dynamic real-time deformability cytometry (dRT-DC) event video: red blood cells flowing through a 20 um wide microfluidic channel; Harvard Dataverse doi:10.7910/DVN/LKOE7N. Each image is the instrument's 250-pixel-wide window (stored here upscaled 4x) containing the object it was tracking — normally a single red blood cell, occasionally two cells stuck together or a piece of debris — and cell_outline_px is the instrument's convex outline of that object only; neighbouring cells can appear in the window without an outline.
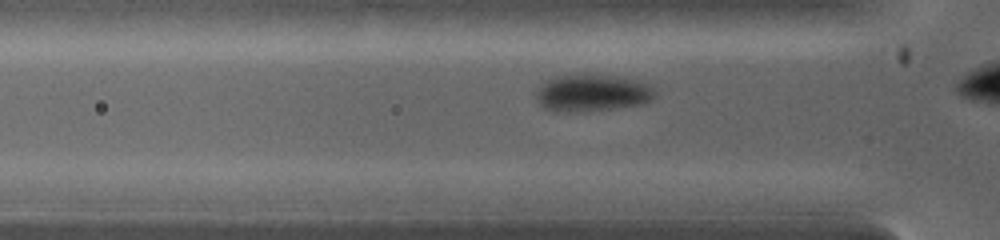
{"species": "common noctule bat (a hibernating species)", "species_latin": "Nyctalus noctula", "temperature_condition": "warm", "stored_images_in_passage": 22, "camera_frame_rate_fps": 5000, "um_per_image_px": 0.085, "animal": {"sex": "female", "body_mass_g": 19.0, "forearm_length_mm": 53.3}, "frame": {"image": 1, "passage_image": 6, "time_ms": 1.0, "image_size_px": [1000, 240], "cell_outline_px": [[656, 96], [644, 104], [588, 112], [556, 112], [544, 108], [540, 104], [536, 96], [536, 92], [544, 80], [552, 76], [584, 72], [616, 76], [636, 80], [652, 84], [656, 92]], "centroid_in_image_um": [50.33, 7.88], "position_along_channel_um": 75.5, "area_um2": 26.76}}
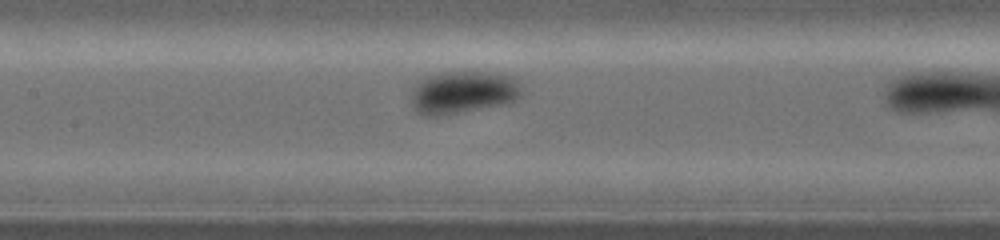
{"frame": {"image": 2, "passage_image": 13, "time_ms": 2.6, "image_size_px": [1000, 240], "cell_outline_px": [[520, 96], [516, 100], [504, 104], [436, 116], [428, 116], [416, 112], [412, 104], [412, 88], [416, 80], [424, 76], [440, 72], [500, 72], [512, 76], [520, 84]], "centroid_in_image_um": [39.32, 7.81], "position_along_channel_um": 168.1, "area_um2": 27.69}}
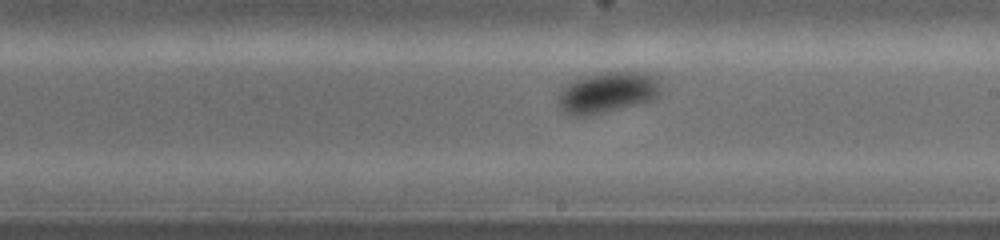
{"frame": {"image": 3, "passage_image": 20, "time_ms": 3.8, "image_size_px": [1000, 240], "cell_outline_px": [[660, 92], [652, 100], [600, 112], [580, 116], [572, 116], [564, 112], [560, 108], [556, 100], [560, 88], [572, 80], [580, 76], [592, 72], [648, 72], [660, 76]], "centroid_in_image_um": [51.59, 7.8], "position_along_channel_um": 237.4, "area_um2": 24.85}}